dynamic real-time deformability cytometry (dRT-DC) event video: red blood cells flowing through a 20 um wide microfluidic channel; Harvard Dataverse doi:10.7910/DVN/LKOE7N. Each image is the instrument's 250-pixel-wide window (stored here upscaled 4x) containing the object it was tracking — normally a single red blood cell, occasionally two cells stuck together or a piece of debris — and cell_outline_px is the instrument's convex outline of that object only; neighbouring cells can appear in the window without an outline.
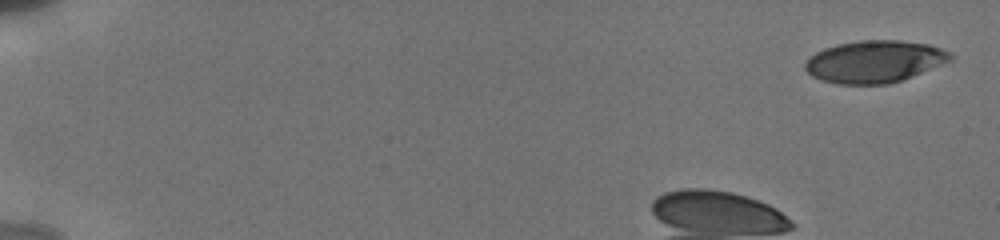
{"species": "human", "species_latin": "Homo sapiens", "temperature_condition": "cold", "stored_images_in_passage": 15, "camera_frame_rate_fps": 3000, "um_per_image_px": 0.085, "donor": {"sex": "male"}, "frame": {"image": 1, "passage_image": 1, "time_ms": 0.0, "image_size_px": [1000, 240], "cell_outline_px": [[952, 60], [912, 76], [888, 84], [836, 84], [820, 80], [812, 76], [804, 68], [804, 64], [816, 52], [824, 48], [836, 44], [860, 40], [900, 40], [928, 44], [940, 48], [948, 52], [952, 56]], "centroid_in_image_um": [74.31, 5.23], "position_along_channel_um": 10.7, "area_um2": 35.55}}